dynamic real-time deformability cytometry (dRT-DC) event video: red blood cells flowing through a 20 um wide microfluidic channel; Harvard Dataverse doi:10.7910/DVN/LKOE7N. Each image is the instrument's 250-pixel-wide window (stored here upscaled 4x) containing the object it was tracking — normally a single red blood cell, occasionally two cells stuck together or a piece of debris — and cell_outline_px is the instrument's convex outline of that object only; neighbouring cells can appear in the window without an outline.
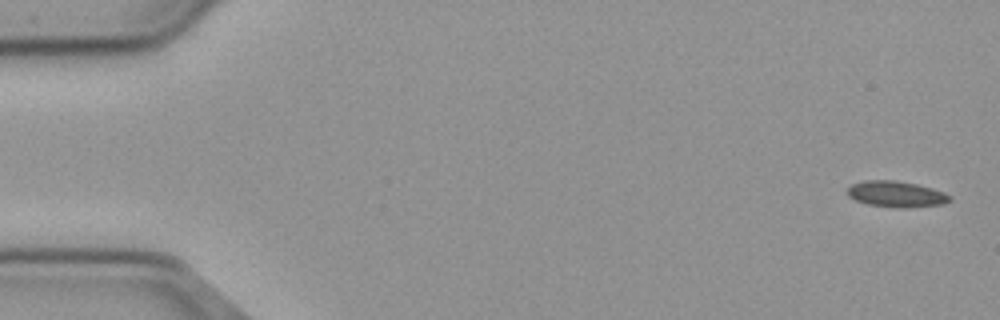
{"species": "common noctule bat (a hibernating species)", "species_latin": "Nyctalus noctula", "temperature_condition": "cold", "stored_images_in_passage": 55, "camera_frame_rate_fps": 3000, "um_per_image_px": 0.085, "animal": {"sex": "male", "body_mass_g": 23.1, "forearm_length_mm": 52.7}, "frame": {"image": 1, "passage_image": 1, "time_ms": 0.0, "image_size_px": [1000, 320], "cell_outline_px": [[952, 200], [944, 204], [908, 208], [896, 208], [868, 204], [856, 200], [848, 196], [844, 192], [852, 184], [864, 180], [896, 180], [916, 184], [932, 188], [944, 192], [952, 196]], "centroid_in_image_um": [76.19, 16.5], "position_along_channel_um": 8.8, "area_um2": 15.78}}
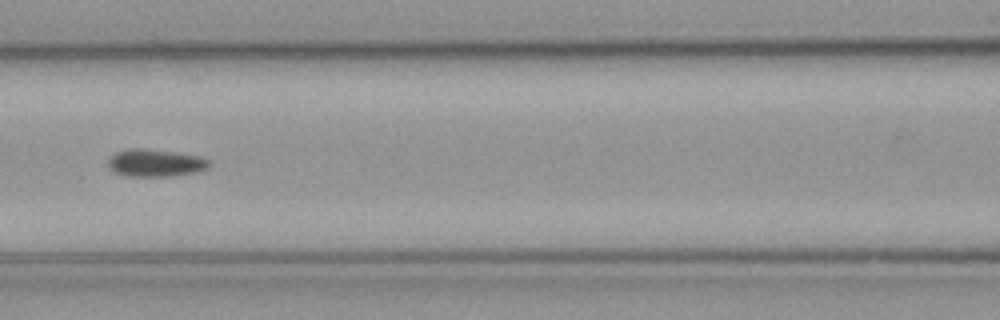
{"frame": {"image": 2, "passage_image": 24, "time_ms": 7.667, "image_size_px": [1000, 320], "cell_outline_px": [[212, 164], [208, 168], [196, 172], [168, 176], [128, 176], [116, 172], [108, 164], [108, 160], [116, 152], [132, 148], [140, 148], [172, 152], [200, 156], [208, 160]], "centroid_in_image_um": [13.24, 13.85], "position_along_channel_um": 153.4, "area_um2": 15.84}}
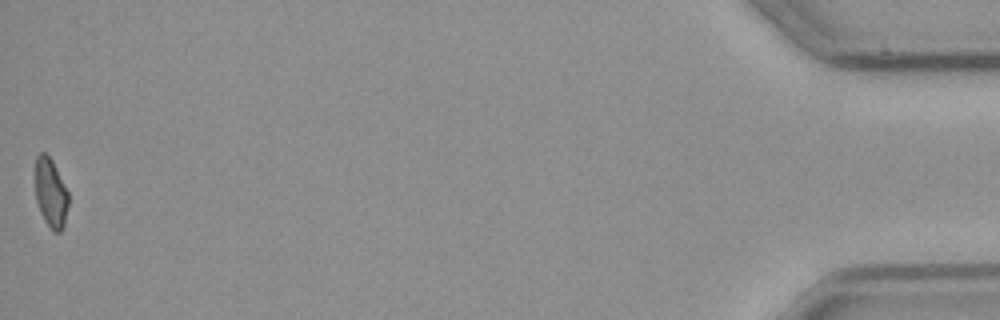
{"frame": {"image": 3, "passage_image": 55, "time_ms": 18.0, "image_size_px": [1000, 320], "cell_outline_px": [[68, 204], [64, 224], [60, 232], [52, 232], [44, 220], [40, 212], [36, 200], [36, 156], [40, 152], [44, 152], [52, 160], [68, 192]], "centroid_in_image_um": [4.31, 16.42], "position_along_channel_um": 430.9, "area_um2": 13.24}, "authors_computed_cell_mechanics": {"area_um2": 15.1436, "velocity_mm_per_s": 3.6939, "shape_relaxation_time_tau1_ms": 8.7364, "shape_relaxation_time_tau2_ms": null, "deformation_change_tau1": 0.1127, "deformation_change_tau2": null}}